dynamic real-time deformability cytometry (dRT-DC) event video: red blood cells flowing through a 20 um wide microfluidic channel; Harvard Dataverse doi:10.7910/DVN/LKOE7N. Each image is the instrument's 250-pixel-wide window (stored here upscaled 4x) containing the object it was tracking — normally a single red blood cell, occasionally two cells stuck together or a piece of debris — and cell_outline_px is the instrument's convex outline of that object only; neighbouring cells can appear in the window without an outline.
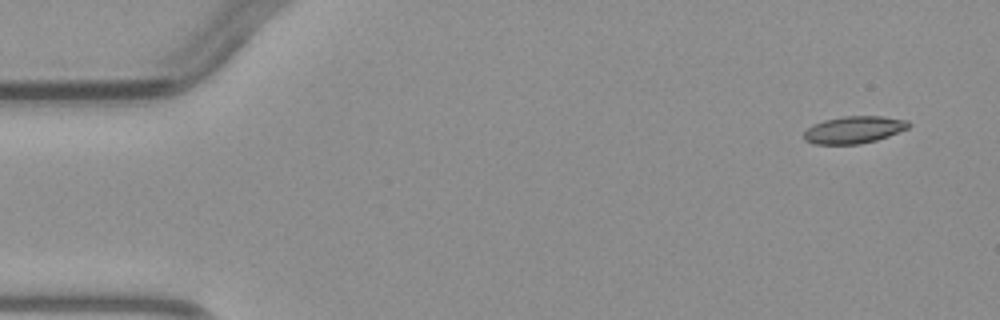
{"species": "common noctule bat (a hibernating species)", "species_latin": "Nyctalus noctula", "temperature_condition": "warm", "stored_images_in_passage": 5, "segment_of_instrument_passage": [1, 2], "camera_frame_rate_fps": 3000, "um_per_image_px": 0.085, "animal": {"sex": "male", "body_mass_g": 23.1, "forearm_length_mm": 52.7}, "frame": {"image": 1, "passage_image": 1, "time_ms": 0.0, "image_size_px": [1000, 320], "cell_outline_px": [[912, 124], [908, 128], [888, 136], [876, 140], [860, 144], [812, 144], [804, 140], [804, 132], [812, 124], [824, 120], [844, 116], [884, 116], [908, 120]], "centroid_in_image_um": [72.59, 11.02], "position_along_channel_um": 12.4, "area_um2": 16.7}}